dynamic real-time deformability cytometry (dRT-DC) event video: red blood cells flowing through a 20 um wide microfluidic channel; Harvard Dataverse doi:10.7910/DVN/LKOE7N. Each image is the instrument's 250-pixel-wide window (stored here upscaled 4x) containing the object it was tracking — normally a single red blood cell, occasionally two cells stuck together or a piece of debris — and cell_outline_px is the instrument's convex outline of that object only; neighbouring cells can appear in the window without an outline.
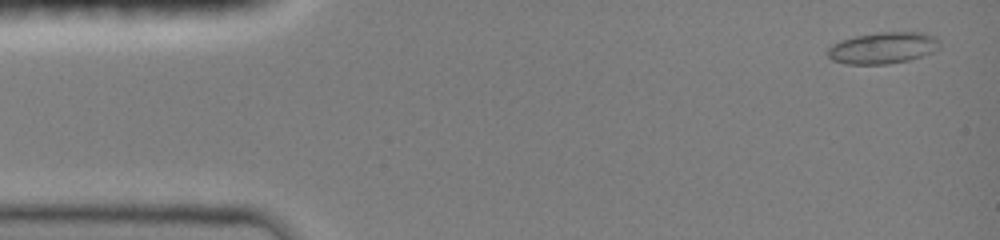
{"species": "common noctule bat (a hibernating species)", "species_latin": "Nyctalus noctula", "temperature_condition": "room temperature", "stored_images_in_passage": 47, "camera_frame_rate_fps": 3000, "um_per_image_px": 0.085, "animal": {"sex": "female", "body_mass_g": 19.0, "forearm_length_mm": 51.5}, "frame": {"image": 1, "passage_image": 2, "time_ms": 0.333, "image_size_px": [1000, 240], "cell_outline_px": [[940, 48], [932, 52], [908, 60], [888, 64], [844, 64], [832, 60], [828, 56], [828, 48], [832, 44], [840, 40], [856, 36], [880, 32], [920, 32], [936, 36], [940, 40]], "centroid_in_image_um": [75.06, 4.07], "position_along_channel_um": 9.9, "area_um2": 20.63}}
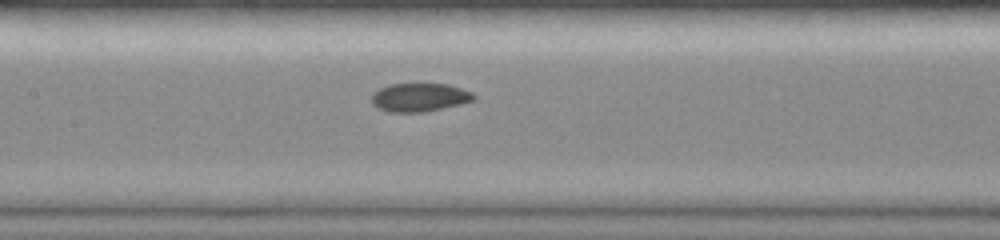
{"frame": {"image": 2, "passage_image": 22, "time_ms": 7.0, "image_size_px": [1000, 240], "cell_outline_px": [[476, 96], [472, 100], [460, 104], [424, 112], [388, 112], [376, 108], [372, 104], [372, 92], [388, 84], [448, 84], [472, 92]], "centroid_in_image_um": [35.61, 8.28], "position_along_channel_um": 171.8, "area_um2": 16.94}}
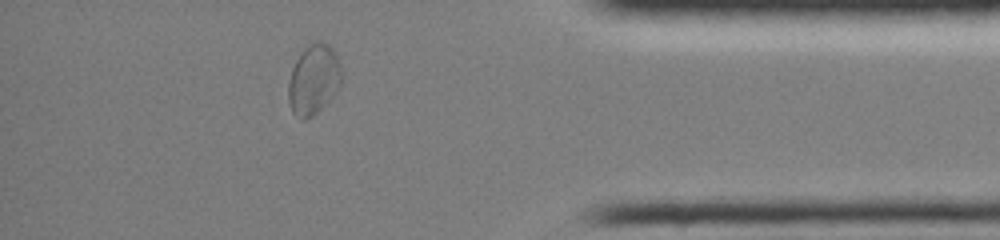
{"frame": {"image": 3, "passage_image": 41, "time_ms": 13.333, "image_size_px": [1000, 240], "cell_outline_px": [[340, 84], [336, 92], [312, 116], [304, 120], [300, 120], [292, 112], [288, 100], [288, 80], [292, 68], [300, 52], [308, 44], [328, 44], [336, 52], [340, 64]], "centroid_in_image_um": [26.62, 6.78], "position_along_channel_um": 408.6, "area_um2": 21.44}, "authors_computed_cell_mechanics": {"area_um2": 17.8024, "velocity_mm_per_s": 4.0241, "shape_relaxation_time_tau1_ms": null, "shape_relaxation_time_tau2_ms": 1.3771, "deformation_change_tau1": null, "deformation_change_tau2": 0.0447}}